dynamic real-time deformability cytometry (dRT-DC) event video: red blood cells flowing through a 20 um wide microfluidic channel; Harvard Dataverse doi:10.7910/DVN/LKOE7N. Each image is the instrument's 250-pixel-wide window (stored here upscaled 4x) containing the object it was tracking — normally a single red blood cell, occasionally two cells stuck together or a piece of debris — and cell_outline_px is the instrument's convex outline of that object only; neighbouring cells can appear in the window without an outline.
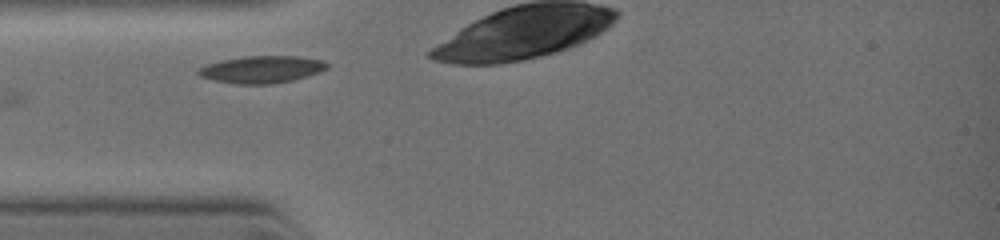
{"species": "common noctule bat (a hibernating species)", "species_latin": "Nyctalus noctula", "temperature_condition": "warm", "stored_images_in_passage": 10, "camera_frame_rate_fps": 3000, "um_per_image_px": 0.085, "animal": {"sex": "female", "body_mass_g": 19.0, "forearm_length_mm": 51.5}, "frame": {"image": 1, "passage_image": 1, "time_ms": 0.0, "image_size_px": [1000, 240], "cell_outline_px": [[328, 68], [292, 80], [272, 84], [236, 84], [212, 80], [200, 76], [196, 72], [200, 68], [208, 64], [220, 60], [244, 56], [296, 56], [320, 60], [328, 64]], "centroid_in_image_um": [22.18, 5.9], "position_along_channel_um": 62.8, "area_um2": 20.11}}